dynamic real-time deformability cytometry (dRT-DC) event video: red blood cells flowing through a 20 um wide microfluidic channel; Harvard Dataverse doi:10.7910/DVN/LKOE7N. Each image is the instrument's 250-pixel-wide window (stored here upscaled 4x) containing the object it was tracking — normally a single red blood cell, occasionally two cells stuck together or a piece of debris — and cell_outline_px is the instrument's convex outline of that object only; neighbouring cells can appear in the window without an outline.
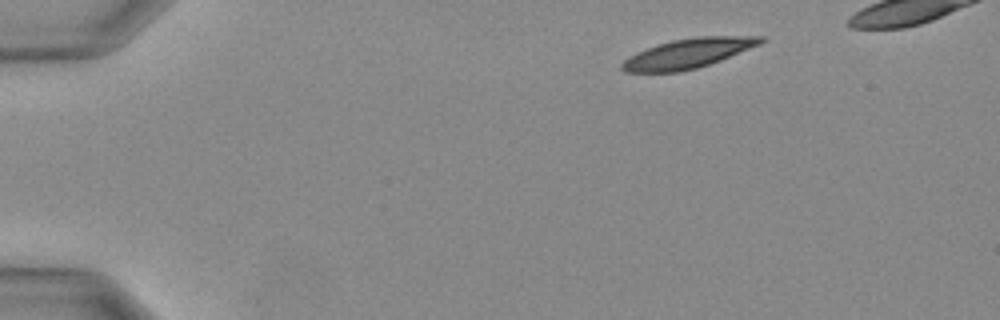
{"species": "Egyptian fruit bat (a non-hibernating species)", "species_latin": "Rousettus aegyptiacus", "temperature_condition": "warm", "stored_images_in_passage": 29, "camera_frame_rate_fps": 3000, "um_per_image_px": 0.085, "animal": {"sex": "female"}, "frame": {"image": 1, "passage_image": 1, "time_ms": 0.0, "image_size_px": [1000, 320], "cell_outline_px": [[768, 40], [760, 44], [720, 60], [696, 68], [680, 72], [624, 72], [620, 68], [620, 64], [628, 56], [636, 52], [656, 44], [672, 40], [696, 36], [768, 36]], "centroid_in_image_um": [58.47, 4.53], "position_along_channel_um": 26.5, "area_um2": 24.1}}
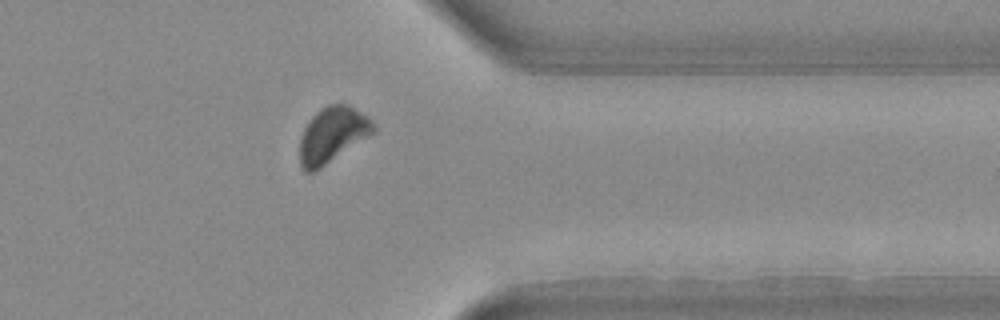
{"frame": {"image": 2, "passage_image": 24, "time_ms": 7.667, "image_size_px": [1000, 320], "cell_outline_px": [[376, 132], [320, 168], [312, 172], [304, 172], [300, 164], [300, 136], [304, 128], [312, 116], [320, 108], [328, 104], [348, 104], [368, 116], [376, 128]], "centroid_in_image_um": [28.26, 11.45], "position_along_channel_um": 383.1, "area_um2": 23.87}}
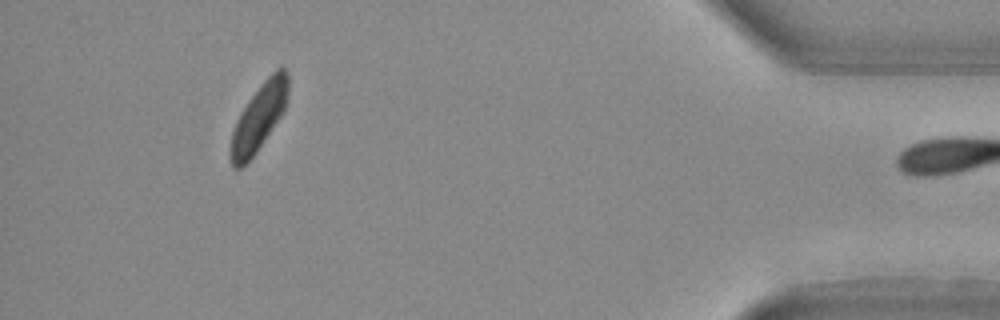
{"frame": {"image": 3, "passage_image": 28, "time_ms": 9.0, "image_size_px": [1000, 320], "cell_outline_px": [[288, 92], [284, 112], [256, 152], [240, 168], [232, 168], [228, 152], [232, 132], [236, 120], [240, 112], [248, 100], [264, 80], [276, 68], [284, 68], [288, 76]], "centroid_in_image_um": [21.98, 9.99], "position_along_channel_um": 413.2, "area_um2": 22.43}}